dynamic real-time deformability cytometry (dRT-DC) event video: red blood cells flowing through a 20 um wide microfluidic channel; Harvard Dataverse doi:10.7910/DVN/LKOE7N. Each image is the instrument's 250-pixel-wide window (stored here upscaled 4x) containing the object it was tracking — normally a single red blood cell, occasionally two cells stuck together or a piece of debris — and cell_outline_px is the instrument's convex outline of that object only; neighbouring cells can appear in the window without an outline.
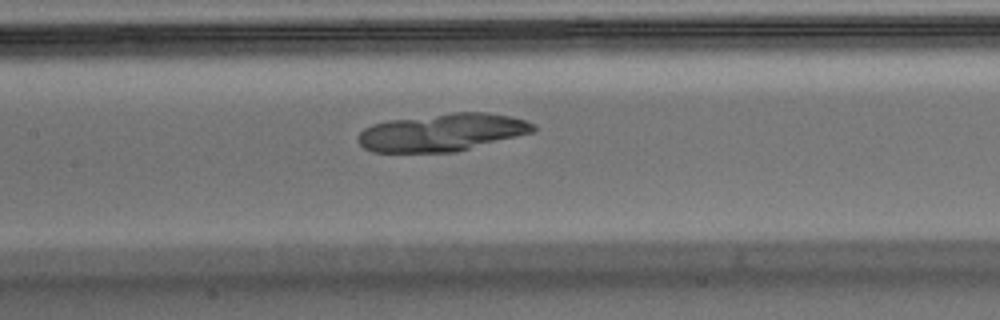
{"species": "Egyptian fruit bat (a non-hibernating species)", "species_latin": "Rousettus aegyptiacus", "temperature_condition": "warm", "stored_images_in_passage": 54, "camera_frame_rate_fps": 3000, "um_per_image_px": 0.085, "animal": {"sex": "male"}, "frame": {"image": 1, "passage_image": 25, "time_ms": 8.0, "image_size_px": [1000, 320], "cell_outline_px": [[536, 132], [456, 152], [372, 152], [364, 148], [360, 144], [356, 136], [364, 128], [372, 124], [388, 120], [452, 112], [488, 112], [508, 116], [524, 120], [536, 124]], "centroid_in_image_um": [37.6, 11.25], "position_along_channel_um": 169.8, "area_um2": 38.78}}